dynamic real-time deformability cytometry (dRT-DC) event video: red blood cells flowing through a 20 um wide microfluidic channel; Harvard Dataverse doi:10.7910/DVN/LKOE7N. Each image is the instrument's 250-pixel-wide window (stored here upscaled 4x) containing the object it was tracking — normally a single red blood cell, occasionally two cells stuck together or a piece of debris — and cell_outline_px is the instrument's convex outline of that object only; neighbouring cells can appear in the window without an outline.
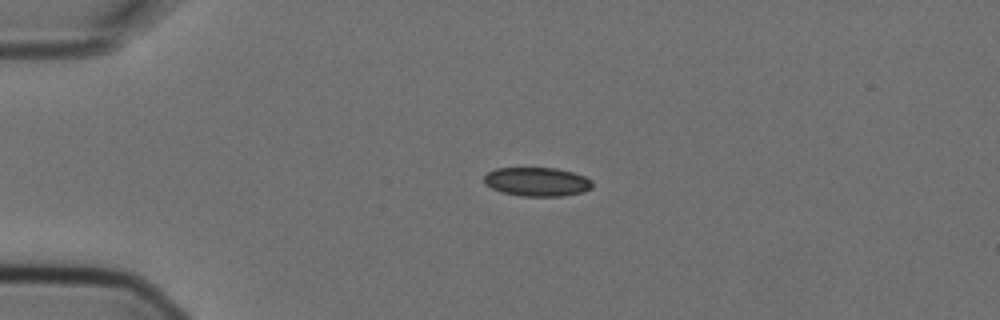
{"species": "Egyptian fruit bat (a non-hibernating species)", "species_latin": "Rousettus aegyptiacus", "temperature_condition": "cold", "stored_images_in_passage": 4, "camera_frame_rate_fps": 3000, "um_per_image_px": 0.085, "animal": {"sex": "female"}, "frame": {"image": 1, "passage_image": 3, "time_ms": 0.667, "image_size_px": [1000, 320], "cell_outline_px": [[592, 188], [584, 192], [560, 196], [520, 196], [504, 192], [492, 188], [484, 184], [484, 176], [488, 172], [496, 168], [556, 168], [572, 172], [584, 176], [592, 180]], "centroid_in_image_um": [45.65, 15.45], "position_along_channel_um": 39.3, "area_um2": 18.21}}